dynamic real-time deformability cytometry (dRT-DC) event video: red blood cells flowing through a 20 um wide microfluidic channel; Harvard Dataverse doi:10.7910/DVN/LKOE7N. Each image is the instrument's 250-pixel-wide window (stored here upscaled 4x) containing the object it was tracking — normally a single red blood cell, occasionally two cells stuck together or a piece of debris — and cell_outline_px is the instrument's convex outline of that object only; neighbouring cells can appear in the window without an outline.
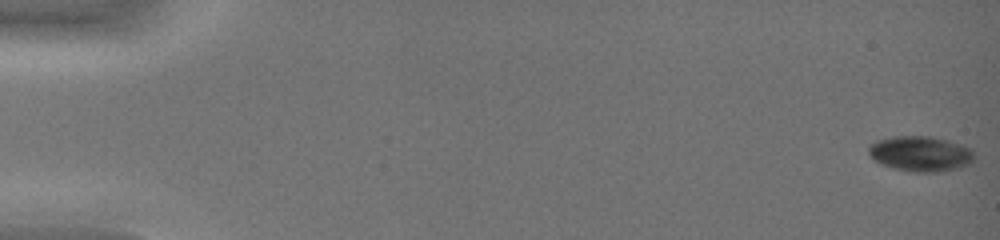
{"species": "common noctule bat (a hibernating species)", "species_latin": "Nyctalus noctula", "temperature_condition": "warm", "stored_images_in_passage": 46, "camera_frame_rate_fps": 3000, "um_per_image_px": 0.085, "animal": {"sex": "female", "body_mass_g": 19.0, "forearm_length_mm": 51.5}, "frame": {"image": 1, "passage_image": 1, "time_ms": 0.0, "image_size_px": [1000, 240], "cell_outline_px": [[972, 164], [956, 168], [936, 172], [916, 172], [892, 168], [880, 164], [872, 160], [868, 152], [868, 148], [876, 140], [892, 136], [932, 136], [948, 140], [972, 148]], "centroid_in_image_um": [78.21, 13.06], "position_along_channel_um": 6.8, "area_um2": 21.85}}
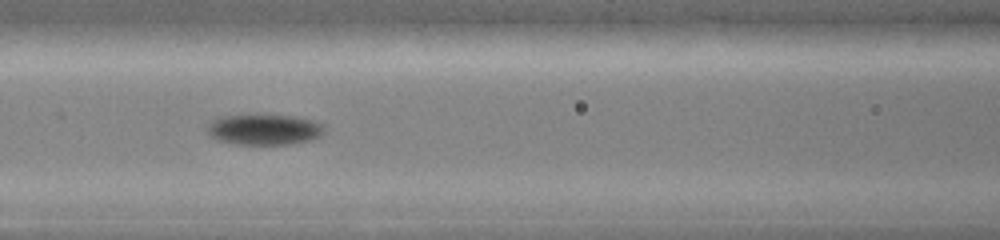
{"frame": {"image": 2, "passage_image": 23, "time_ms": 7.333, "image_size_px": [1000, 240], "cell_outline_px": [[324, 132], [320, 136], [312, 140], [292, 144], [232, 144], [216, 140], [208, 132], [208, 124], [216, 116], [252, 112], [296, 116], [316, 120], [324, 124]], "centroid_in_image_um": [22.45, 10.95], "position_along_channel_um": 144.1, "area_um2": 22.14}}
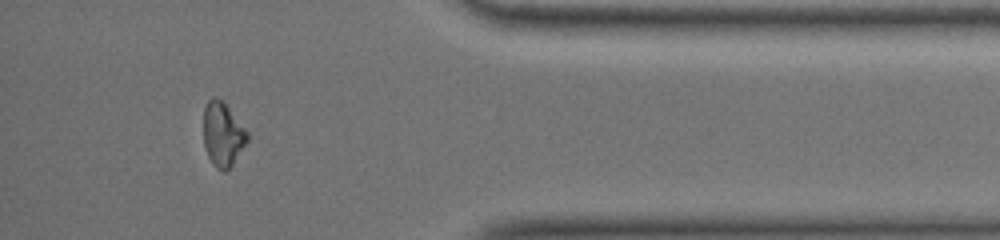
{"frame": {"image": 3, "passage_image": 43, "time_ms": 14.0, "image_size_px": [1000, 240], "cell_outline_px": [[248, 140], [232, 164], [224, 172], [216, 168], [212, 164], [208, 156], [204, 144], [204, 108], [208, 100], [212, 96], [216, 96], [224, 100], [248, 132]], "centroid_in_image_um": [18.93, 11.37], "position_along_channel_um": 416.3, "area_um2": 16.47}, "authors_computed_cell_mechanics": {"area_um2": 21.386, "velocity_mm_per_s": 4.3094, "shape_relaxation_time_tau1_ms": 3.2626, "shape_relaxation_time_tau2_ms": null, "deformation_change_tau1": 0.1278, "deformation_change_tau2": null}}